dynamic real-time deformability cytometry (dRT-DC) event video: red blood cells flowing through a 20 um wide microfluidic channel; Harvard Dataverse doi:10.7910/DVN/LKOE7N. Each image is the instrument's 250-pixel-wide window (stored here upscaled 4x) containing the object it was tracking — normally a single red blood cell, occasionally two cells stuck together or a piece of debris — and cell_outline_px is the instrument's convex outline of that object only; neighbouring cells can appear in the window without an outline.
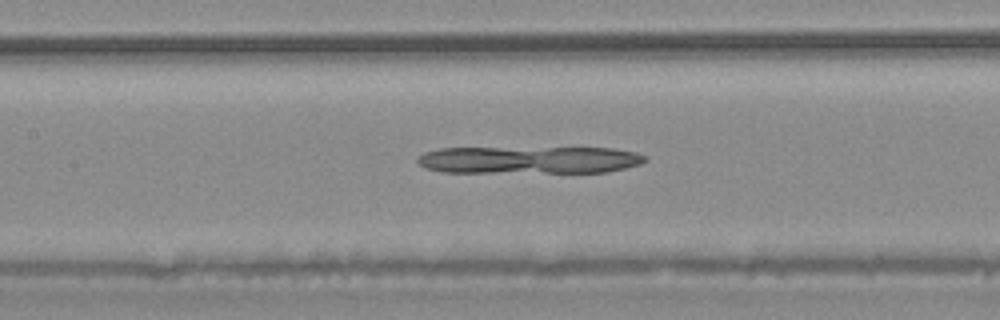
{"species": "common noctule bat (a hibernating species)", "species_latin": "Nyctalus noctula", "temperature_condition": "warm", "stored_images_in_passage": 45, "camera_frame_rate_fps": 3000, "um_per_image_px": 0.085, "animal": {"sex": "male", "body_mass_g": 20.4}, "frame": {"image": 1, "passage_image": 20, "time_ms": 6.333, "image_size_px": [1000, 320], "cell_outline_px": [[648, 160], [640, 164], [608, 172], [440, 172], [424, 168], [416, 164], [416, 160], [424, 152], [440, 148], [612, 148], [636, 152], [648, 156]], "centroid_in_image_um": [44.97, 13.59], "position_along_channel_um": 162.4, "area_um2": 36.59}}